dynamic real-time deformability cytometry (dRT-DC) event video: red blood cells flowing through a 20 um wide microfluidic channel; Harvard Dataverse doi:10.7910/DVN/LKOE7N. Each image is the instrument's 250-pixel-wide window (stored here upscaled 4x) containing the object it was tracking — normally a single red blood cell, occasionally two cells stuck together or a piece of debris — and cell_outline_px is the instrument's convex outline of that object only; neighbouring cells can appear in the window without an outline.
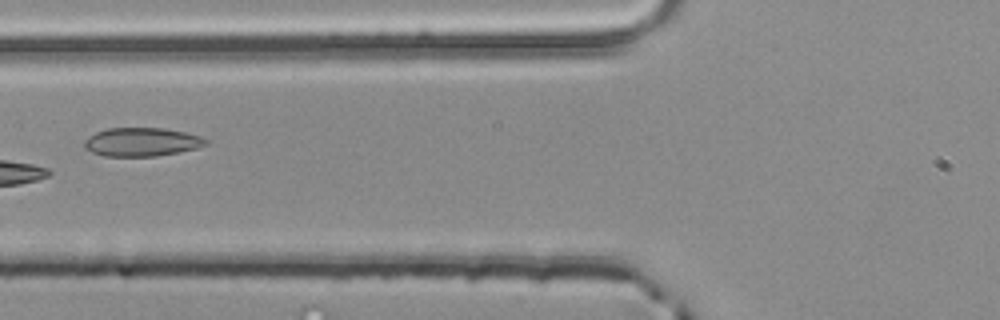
{"species": "common noctule bat (a hibernating species)", "species_latin": "Nyctalus noctula", "temperature_condition": "room temperature", "stored_images_in_passage": 5, "camera_frame_rate_fps": 3000, "um_per_image_px": 0.085, "animal": {"sex": "male", "body_mass_g": 20.4}, "frame": {"image": 1, "passage_image": 5, "time_ms": 1.333, "image_size_px": [1000, 320], "cell_outline_px": [[212, 140], [208, 144], [200, 148], [180, 152], [156, 156], [104, 156], [92, 152], [84, 148], [84, 140], [88, 136], [96, 132], [108, 128], [164, 128], [184, 132], [200, 136]], "centroid_in_image_um": [12.09, 12.07], "position_along_channel_um": 113.7, "area_um2": 20.52}}